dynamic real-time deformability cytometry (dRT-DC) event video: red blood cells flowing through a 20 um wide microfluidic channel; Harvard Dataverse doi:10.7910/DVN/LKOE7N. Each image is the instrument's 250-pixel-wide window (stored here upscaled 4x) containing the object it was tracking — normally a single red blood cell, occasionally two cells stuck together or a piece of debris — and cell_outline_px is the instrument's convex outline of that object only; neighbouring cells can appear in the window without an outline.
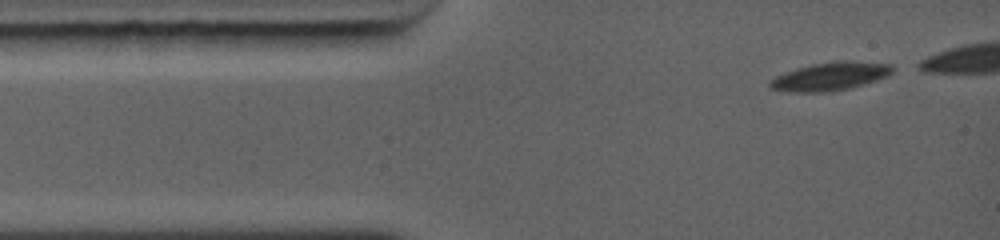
{"species": "common noctule bat (a hibernating species)", "species_latin": "Nyctalus noctula", "temperature_condition": "warm", "stored_images_in_passage": 20, "camera_frame_rate_fps": 5000, "um_per_image_px": 0.085, "animal": {"sex": "female", "body_mass_g": 19.0, "forearm_length_mm": 56.7}, "frame": {"image": 1, "passage_image": 1, "time_ms": 0.0, "image_size_px": [1000, 240], "cell_outline_px": [[900, 68], [888, 76], [876, 80], [848, 88], [824, 92], [788, 92], [768, 88], [768, 80], [784, 72], [796, 68], [812, 64], [832, 60], [852, 60], [892, 64]], "centroid_in_image_um": [70.59, 6.46], "position_along_channel_um": 14.4, "area_um2": 20.69}}
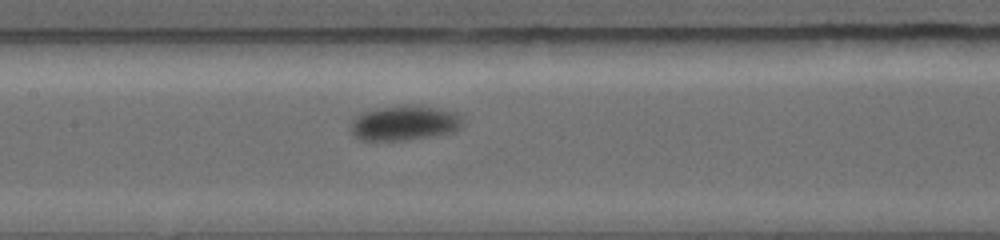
{"frame": {"image": 2, "passage_image": 9, "time_ms": 4.8, "image_size_px": [1000, 240], "cell_outline_px": [[464, 124], [460, 128], [452, 132], [404, 140], [360, 140], [352, 136], [352, 120], [360, 112], [376, 108], [404, 104], [420, 104], [460, 112]], "centroid_in_image_um": [34.41, 10.41], "position_along_channel_um": 173.0, "area_um2": 23.29}}
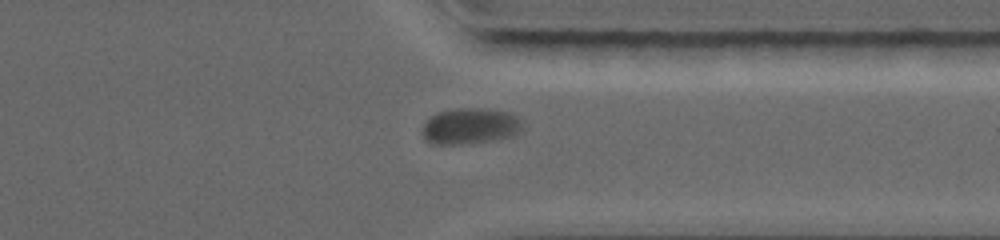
{"frame": {"image": 3, "passage_image": 17, "time_ms": 9.4, "image_size_px": [1000, 240], "cell_outline_px": [[520, 132], [512, 136], [492, 140], [460, 144], [432, 144], [424, 140], [420, 132], [424, 124], [436, 112], [456, 108], [480, 108], [512, 112], [520, 120]], "centroid_in_image_um": [39.91, 10.71], "position_along_channel_um": 371.5, "area_um2": 21.1}}